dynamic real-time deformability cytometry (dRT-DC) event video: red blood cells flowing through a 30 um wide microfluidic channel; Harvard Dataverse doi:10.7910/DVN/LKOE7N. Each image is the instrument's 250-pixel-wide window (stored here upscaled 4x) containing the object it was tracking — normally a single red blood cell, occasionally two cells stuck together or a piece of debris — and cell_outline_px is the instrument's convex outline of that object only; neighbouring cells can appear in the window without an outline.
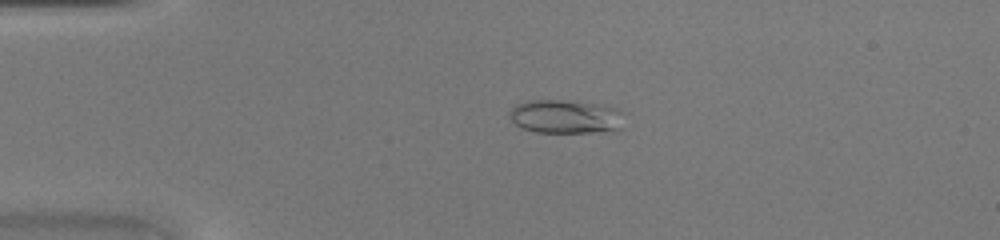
{"species": "common noctule bat (a hibernating species)", "species_latin": "Nyctalus noctula", "temperature_condition": "warm", "stored_images_in_passage": 34, "camera_frame_rate_fps": 3000, "um_per_image_px": 0.085, "animal": {"sex": "female", "body_mass_g": 20.0, "forearm_length_mm": 54.0}, "frame": {"image": 1, "passage_image": 5, "time_ms": 1.333, "image_size_px": [1000, 240], "cell_outline_px": [[624, 112], [620, 128], [592, 132], [536, 132], [520, 128], [508, 116], [508, 112], [516, 104], [528, 100], [560, 100], [592, 104], [616, 108]], "centroid_in_image_um": [48.0, 9.91], "position_along_channel_um": 37.0, "area_um2": 22.25}}
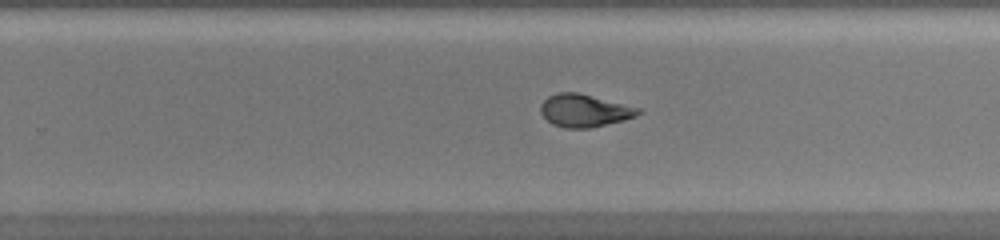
{"frame": {"image": 2, "passage_image": 24, "time_ms": 7.667, "image_size_px": [1000, 240], "cell_outline_px": [[644, 112], [636, 116], [624, 120], [588, 128], [564, 128], [552, 124], [540, 112], [540, 104], [548, 96], [556, 92], [576, 92], [640, 108]], "centroid_in_image_um": [49.66, 9.4], "position_along_channel_um": 280.1, "area_um2": 18.5}}
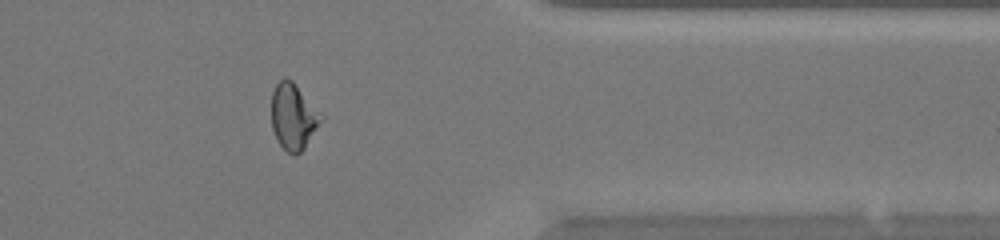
{"frame": {"image": 3, "passage_image": 32, "time_ms": 10.333, "image_size_px": [1000, 240], "cell_outline_px": [[324, 116], [304, 148], [296, 156], [292, 156], [276, 140], [272, 128], [272, 92], [276, 84], [284, 76], [292, 80]], "centroid_in_image_um": [24.92, 9.9], "position_along_channel_um": 386.5, "area_um2": 19.02}}